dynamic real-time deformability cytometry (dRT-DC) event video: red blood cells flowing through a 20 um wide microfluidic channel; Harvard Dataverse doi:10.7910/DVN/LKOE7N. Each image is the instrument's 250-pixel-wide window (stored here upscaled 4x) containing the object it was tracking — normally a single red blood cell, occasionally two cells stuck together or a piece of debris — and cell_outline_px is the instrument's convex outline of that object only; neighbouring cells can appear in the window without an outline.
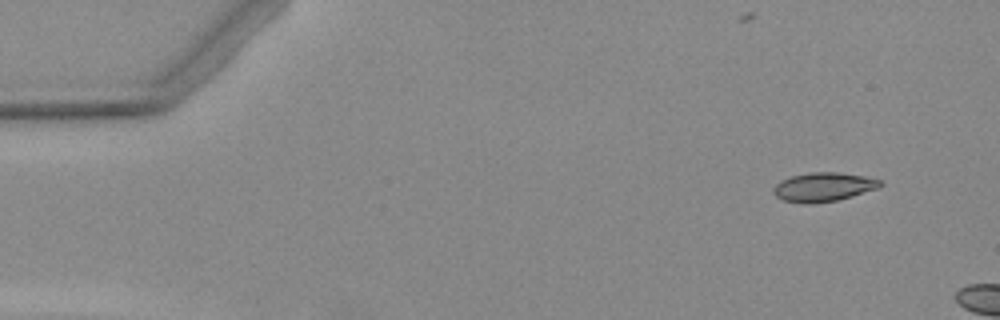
{"species": "Egyptian fruit bat (a non-hibernating species)", "species_latin": "Rousettus aegyptiacus", "temperature_condition": "warm", "stored_images_in_passage": 4, "camera_frame_rate_fps": 3000, "um_per_image_px": 0.085, "animal": {"sex": "female"}, "frame": {"image": 1, "passage_image": 2, "time_ms": 1.0, "image_size_px": [1000, 320], "cell_outline_px": [[884, 184], [880, 188], [852, 196], [836, 200], [812, 204], [804, 204], [784, 200], [776, 196], [772, 192], [772, 188], [776, 184], [792, 176], [812, 172], [836, 172], [864, 176], [880, 180]], "centroid_in_image_um": [70.01, 15.9], "position_along_channel_um": 15.0, "area_um2": 17.98}}